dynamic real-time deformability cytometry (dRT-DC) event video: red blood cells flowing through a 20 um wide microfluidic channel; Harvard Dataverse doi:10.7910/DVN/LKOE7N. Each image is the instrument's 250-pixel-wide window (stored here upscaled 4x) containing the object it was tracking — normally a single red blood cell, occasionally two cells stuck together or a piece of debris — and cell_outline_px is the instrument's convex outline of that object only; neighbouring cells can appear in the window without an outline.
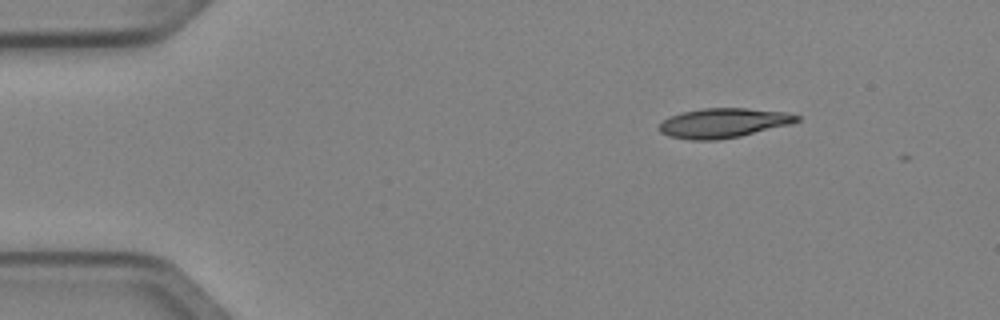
{"species": "Egyptian fruit bat (a non-hibernating species)", "species_latin": "Rousettus aegyptiacus", "temperature_condition": "cold", "stored_images_in_passage": 2, "camera_frame_rate_fps": 3000, "um_per_image_px": 0.085, "animal": {"sex": "female"}, "frame": {"image": 1, "passage_image": 1, "time_ms": 0.0, "image_size_px": [1000, 320], "cell_outline_px": [[800, 120], [792, 124], [740, 136], [716, 140], [688, 140], [668, 136], [660, 132], [660, 124], [664, 120], [672, 116], [684, 112], [704, 108], [744, 108], [788, 112], [800, 116]], "centroid_in_image_um": [61.53, 10.46], "position_along_channel_um": 23.5, "area_um2": 23.64}}